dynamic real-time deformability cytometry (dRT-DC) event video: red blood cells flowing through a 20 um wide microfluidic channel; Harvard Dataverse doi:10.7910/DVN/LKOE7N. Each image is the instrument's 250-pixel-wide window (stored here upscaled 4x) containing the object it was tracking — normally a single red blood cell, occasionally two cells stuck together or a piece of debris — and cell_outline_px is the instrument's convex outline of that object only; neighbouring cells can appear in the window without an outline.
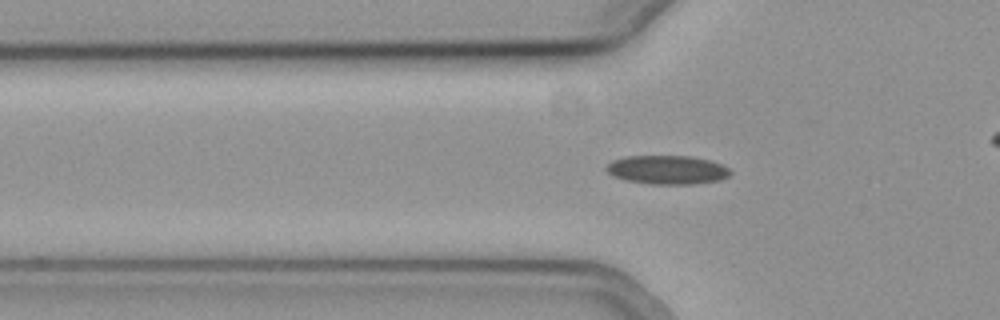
{"species": "common noctule bat (a hibernating species)", "species_latin": "Nyctalus noctula", "temperature_condition": "cold", "stored_images_in_passage": 33, "camera_frame_rate_fps": 3000, "um_per_image_px": 0.085, "animal": {"sex": "female", "body_mass_g": 19.3, "forearm_length_mm": 54.1}, "frame": {"image": 1, "passage_image": 6, "time_ms": 1.667, "image_size_px": [1000, 320], "cell_outline_px": [[732, 172], [728, 176], [720, 180], [692, 184], [648, 184], [624, 180], [612, 176], [604, 168], [612, 160], [624, 156], [692, 156], [708, 160], [720, 164], [728, 168]], "centroid_in_image_um": [56.67, 14.43], "position_along_channel_um": 69.1, "area_um2": 20.92}}
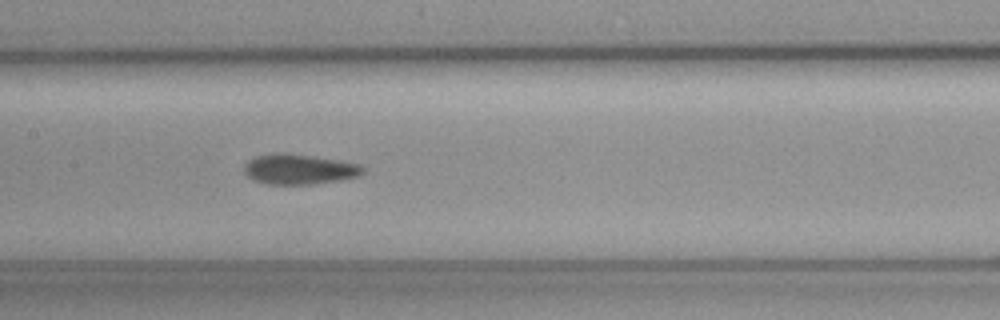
{"frame": {"image": 2, "passage_image": 15, "time_ms": 4.667, "image_size_px": [1000, 320], "cell_outline_px": [[364, 172], [360, 176], [340, 180], [312, 184], [268, 184], [252, 180], [244, 172], [244, 164], [248, 160], [256, 156], [276, 152], [280, 152], [312, 156], [340, 160], [360, 164], [364, 168]], "centroid_in_image_um": [25.42, 14.38], "position_along_channel_um": 182.0, "area_um2": 21.04}}
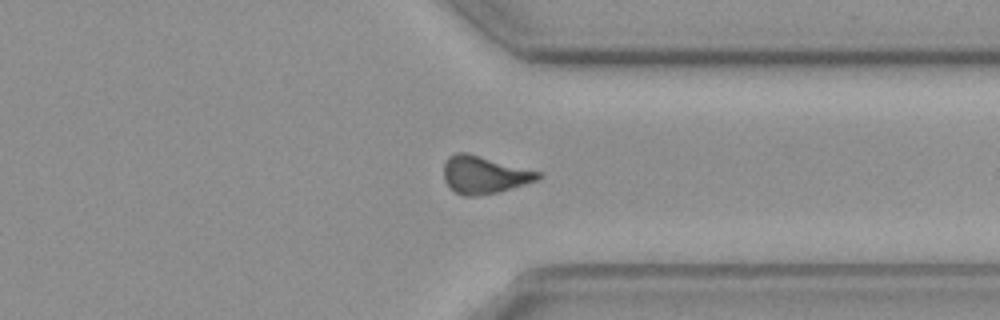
{"frame": {"image": 3, "passage_image": 30, "time_ms": 9.667, "image_size_px": [1000, 320], "cell_outline_px": [[544, 176], [536, 180], [524, 184], [496, 192], [476, 196], [464, 196], [456, 192], [444, 180], [444, 164], [448, 156], [456, 152], [464, 152], [544, 172]], "centroid_in_image_um": [41.18, 14.84], "position_along_channel_um": 370.2, "area_um2": 20.52}}